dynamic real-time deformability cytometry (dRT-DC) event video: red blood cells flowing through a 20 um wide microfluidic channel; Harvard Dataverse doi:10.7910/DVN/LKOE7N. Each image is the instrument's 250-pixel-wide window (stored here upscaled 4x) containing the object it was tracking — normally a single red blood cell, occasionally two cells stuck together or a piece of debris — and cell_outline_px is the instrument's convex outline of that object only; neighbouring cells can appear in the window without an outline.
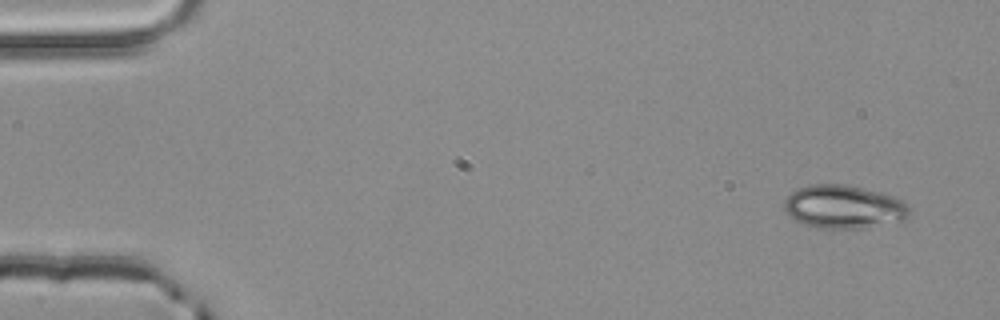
{"species": "common noctule bat (a hibernating species)", "species_latin": "Nyctalus noctula", "temperature_condition": "room temperature", "stored_images_in_passage": 4, "camera_frame_rate_fps": 3000, "um_per_image_px": 0.085, "animal": {"sex": "male", "body_mass_g": 20.4}, "frame": {"image": 1, "passage_image": 1, "time_ms": 0.0, "image_size_px": [1000, 320], "cell_outline_px": [[908, 216], [904, 220], [856, 228], [820, 228], [796, 220], [788, 216], [784, 212], [784, 200], [796, 188], [808, 184], [848, 184], [880, 192], [904, 200], [908, 208]], "centroid_in_image_um": [71.67, 17.55], "position_along_channel_um": 13.3, "area_um2": 31.44}}